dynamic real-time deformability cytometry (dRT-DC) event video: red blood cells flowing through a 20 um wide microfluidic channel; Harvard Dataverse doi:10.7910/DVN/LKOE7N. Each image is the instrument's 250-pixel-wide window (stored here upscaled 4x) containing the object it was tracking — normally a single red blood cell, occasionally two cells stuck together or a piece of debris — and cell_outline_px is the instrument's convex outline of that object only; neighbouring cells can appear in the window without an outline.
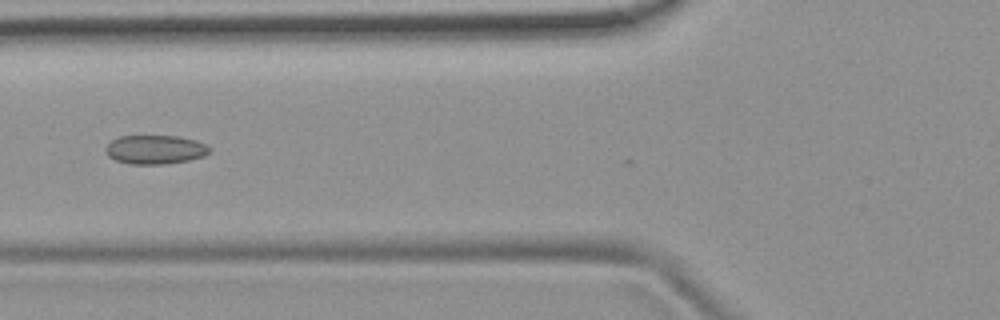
{"species": "common noctule bat (a hibernating species)", "species_latin": "Nyctalus noctula", "temperature_condition": "room temperature", "stored_images_in_passage": 5, "camera_frame_rate_fps": 3000, "um_per_image_px": 0.085, "animal": {"sex": "female", "body_mass_g": 19.9}, "frame": {"image": 1, "passage_image": 5, "time_ms": 4.667, "image_size_px": [1000, 320], "cell_outline_px": [[212, 148], [204, 156], [188, 160], [164, 164], [128, 164], [116, 160], [108, 156], [104, 148], [112, 140], [120, 136], [176, 136], [196, 140]], "centroid_in_image_um": [13.17, 12.71], "position_along_channel_um": 112.6, "area_um2": 17.46}}